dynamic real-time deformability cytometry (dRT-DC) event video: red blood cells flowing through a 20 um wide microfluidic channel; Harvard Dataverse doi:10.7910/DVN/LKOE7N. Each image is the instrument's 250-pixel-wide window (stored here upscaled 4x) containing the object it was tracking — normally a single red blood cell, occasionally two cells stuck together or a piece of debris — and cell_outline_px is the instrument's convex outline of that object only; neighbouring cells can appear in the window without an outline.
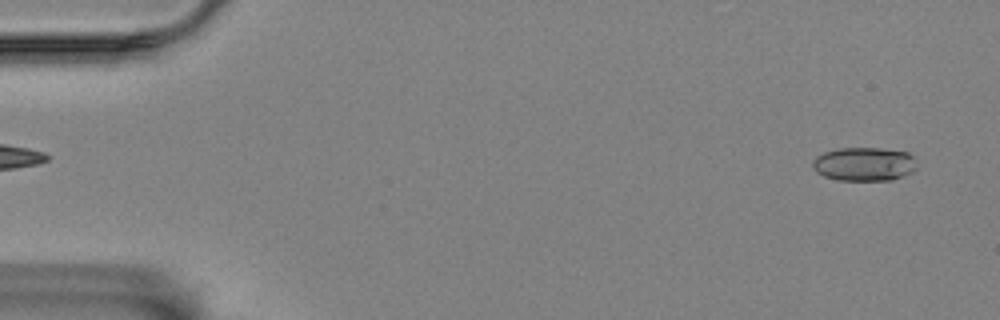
{"species": "Egyptian fruit bat (a non-hibernating species)", "species_latin": "Rousettus aegyptiacus", "temperature_condition": "room temperature", "stored_images_in_passage": 57, "camera_frame_rate_fps": 3000, "um_per_image_px": 0.085, "animal": {"sex": "female"}, "frame": {"image": 1, "passage_image": 3, "time_ms": 0.667, "image_size_px": [1000, 320], "cell_outline_px": [[916, 168], [912, 172], [904, 176], [892, 180], [836, 180], [824, 176], [816, 172], [812, 168], [812, 160], [816, 156], [824, 152], [840, 148], [880, 148], [908, 152], [912, 156]], "centroid_in_image_um": [73.42, 13.95], "position_along_channel_um": 11.6, "area_um2": 20.58}}
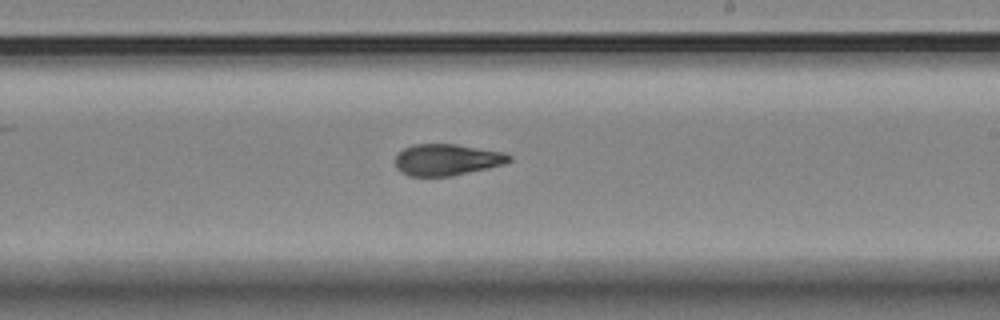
{"frame": {"image": 2, "passage_image": 34, "time_ms": 11.0, "image_size_px": [1000, 320], "cell_outline_px": [[512, 160], [504, 164], [488, 168], [452, 176], [408, 176], [400, 172], [396, 168], [396, 156], [404, 148], [412, 144], [456, 144], [504, 152], [512, 156]], "centroid_in_image_um": [37.99, 13.58], "position_along_channel_um": 251.0, "area_um2": 20.98}}
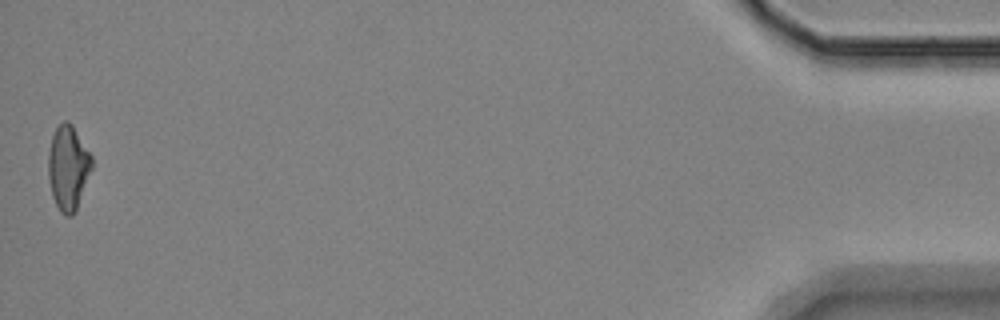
{"frame": {"image": 3, "passage_image": 57, "time_ms": 18.667, "image_size_px": [1000, 320], "cell_outline_px": [[92, 168], [76, 212], [72, 216], [64, 216], [60, 212], [52, 196], [48, 176], [48, 152], [52, 136], [56, 128], [64, 120], [68, 120], [72, 124], [92, 156]], "centroid_in_image_um": [5.79, 14.27], "position_along_channel_um": 429.4, "area_um2": 21.62}, "authors_computed_cell_mechanics": {"area_um2": 21.0392, "velocity_mm_per_s": 3.4959, "shape_relaxation_time_tau1_ms": null, "shape_relaxation_time_tau2_ms": 5.0637, "deformation_change_tau1": null, "deformation_change_tau2": 0.1394}}